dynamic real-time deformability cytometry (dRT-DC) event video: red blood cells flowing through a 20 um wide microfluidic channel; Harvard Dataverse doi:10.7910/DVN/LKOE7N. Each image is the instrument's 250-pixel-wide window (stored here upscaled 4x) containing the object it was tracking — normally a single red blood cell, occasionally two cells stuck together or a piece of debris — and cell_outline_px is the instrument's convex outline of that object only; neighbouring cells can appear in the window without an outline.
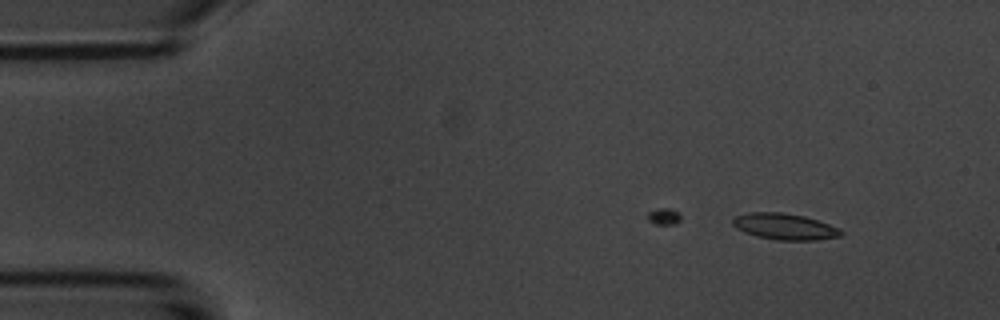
{"species": "common noctule bat (a hibernating species)", "species_latin": "Nyctalus noctula", "temperature_condition": "room temperature", "stored_images_in_passage": 4, "camera_frame_rate_fps": 3000, "um_per_image_px": 0.085, "animal": {"sex": "male", "body_mass_g": 20.1, "forearm_length_mm": 53.5}, "frame": {"image": 1, "passage_image": 1, "time_ms": 0.0, "image_size_px": [1000, 320], "cell_outline_px": [[844, 232], [840, 236], [816, 240], [776, 240], [744, 232], [736, 228], [732, 224], [732, 216], [748, 212], [784, 212], [804, 216], [840, 228]], "centroid_in_image_um": [66.67, 19.24], "position_along_channel_um": 18.3, "area_um2": 16.59}}
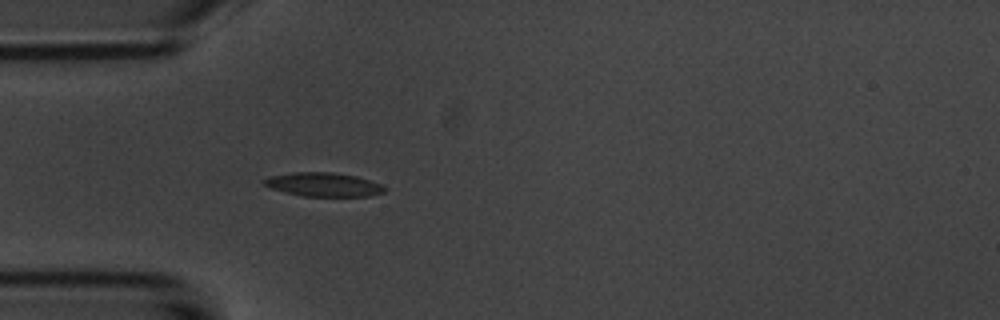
{"frame": {"image": 2, "passage_image": 4, "time_ms": 3.333, "image_size_px": [1000, 320], "cell_outline_px": [[388, 188], [384, 192], [368, 196], [304, 196], [272, 188], [264, 184], [260, 180], [268, 176], [296, 172], [332, 172], [356, 176], [380, 184]], "centroid_in_image_um": [27.5, 15.68], "position_along_channel_um": 57.5, "area_um2": 16.59}}